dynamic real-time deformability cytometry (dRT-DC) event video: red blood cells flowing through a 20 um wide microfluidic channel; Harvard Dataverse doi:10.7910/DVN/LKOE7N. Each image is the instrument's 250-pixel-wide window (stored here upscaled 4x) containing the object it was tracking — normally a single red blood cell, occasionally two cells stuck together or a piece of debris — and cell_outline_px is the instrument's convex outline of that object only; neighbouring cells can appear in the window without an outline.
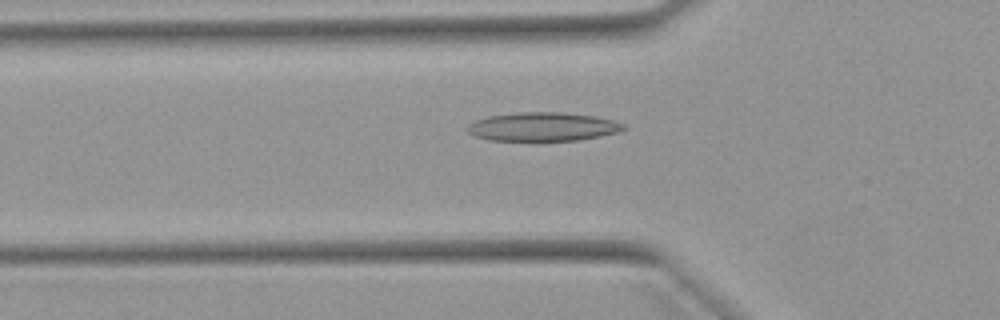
{"species": "Egyptian fruit bat (a non-hibernating species)", "species_latin": "Rousettus aegyptiacus", "temperature_condition": "warm", "stored_images_in_passage": 51, "camera_frame_rate_fps": 3000, "um_per_image_px": 0.085, "animal": {"sex": "female"}, "frame": {"image": 1, "passage_image": 17, "time_ms": 5.333, "image_size_px": [1000, 320], "cell_outline_px": [[628, 128], [616, 132], [600, 136], [580, 140], [536, 144], [488, 140], [472, 136], [464, 128], [468, 124], [476, 120], [488, 116], [516, 112], [560, 112], [596, 116], [612, 120], [624, 124]], "centroid_in_image_um": [46.06, 10.83], "position_along_channel_um": 79.7, "area_um2": 27.57}}
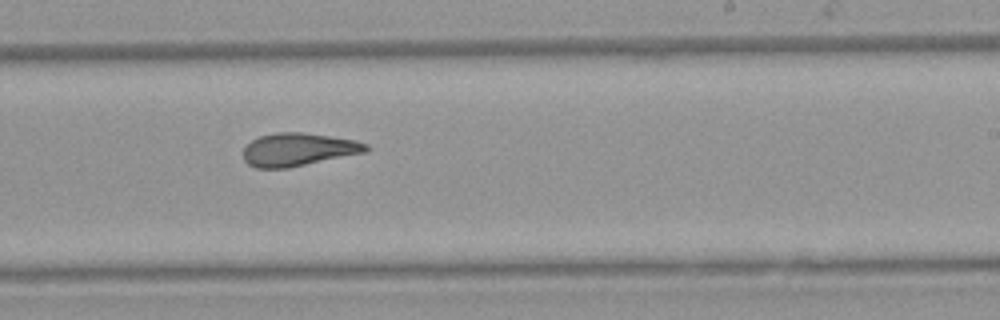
{"frame": {"image": 2, "passage_image": 31, "time_ms": 10.0, "image_size_px": [1000, 320], "cell_outline_px": [[372, 148], [364, 152], [288, 168], [256, 168], [248, 164], [244, 160], [244, 148], [252, 140], [260, 136], [276, 132], [300, 132], [356, 140], [368, 144]], "centroid_in_image_um": [25.35, 12.71], "position_along_channel_um": 263.7, "area_um2": 23.41}}
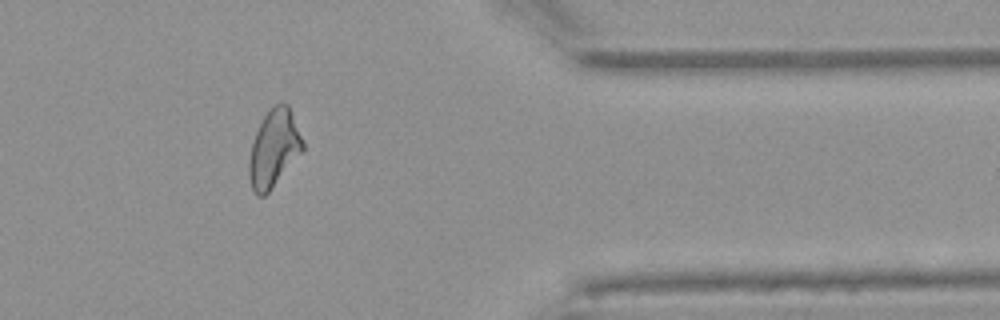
{"frame": {"image": 3, "passage_image": 42, "time_ms": 13.667, "image_size_px": [1000, 320], "cell_outline_px": [[304, 148], [268, 192], [264, 196], [256, 196], [252, 188], [248, 172], [248, 164], [252, 144], [256, 132], [268, 108], [276, 104], [288, 104], [292, 112], [304, 140]], "centroid_in_image_um": [23.28, 12.59], "position_along_channel_um": 388.1, "area_um2": 23.87}, "authors_computed_cell_mechanics": {"area_um2": 24.6228, "velocity_mm_per_s": 3.942, "shape_relaxation_time_tau1_ms": null, "shape_relaxation_time_tau2_ms": 2.9313, "deformation_change_tau1": null, "deformation_change_tau2": 0.1214}}